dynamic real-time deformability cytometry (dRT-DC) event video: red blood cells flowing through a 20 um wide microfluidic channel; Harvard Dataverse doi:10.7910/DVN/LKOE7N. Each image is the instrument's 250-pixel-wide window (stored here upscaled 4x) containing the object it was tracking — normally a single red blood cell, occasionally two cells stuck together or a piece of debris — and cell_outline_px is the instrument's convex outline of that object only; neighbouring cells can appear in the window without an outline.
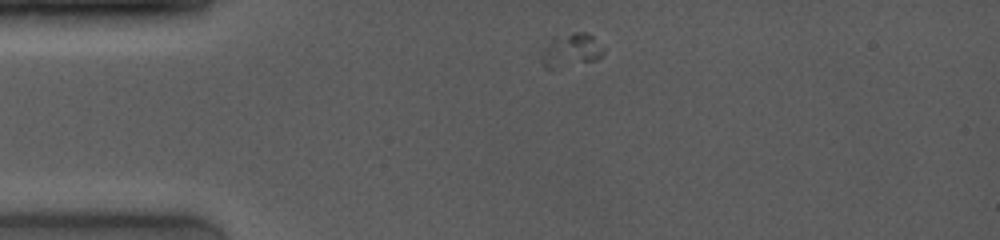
{"species": "common noctule bat (a hibernating species)", "species_latin": "Nyctalus noctula", "temperature_condition": "room temperature", "stored_images_in_passage": 50, "camera_frame_rate_fps": 4000, "um_per_image_px": 0.085, "animal": {"sex": "female", "body_mass_g": 19.0, "forearm_length_mm": 53.3}, "frame": {"image": 1, "passage_image": 1, "time_ms": 0.0, "image_size_px": [1000, 240], "cell_outline_px": [[604, 52], [596, 60], [552, 68], [544, 68], [540, 60], [540, 56], [544, 48], [552, 36], [572, 32], [584, 32], [592, 36], [604, 48]], "centroid_in_image_um": [48.49, 4.25], "position_along_channel_um": 36.5, "area_um2": 12.14}}
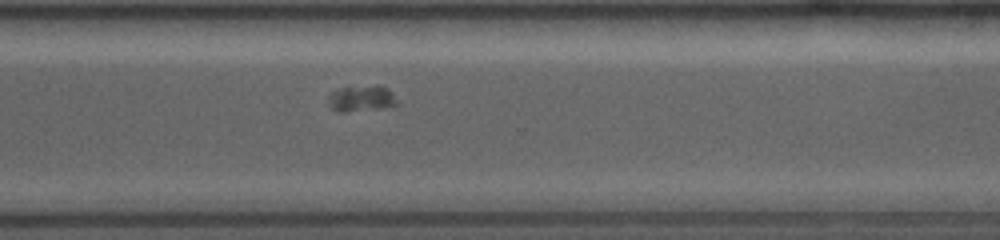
{"frame": {"image": 2, "passage_image": 35, "time_ms": 8.5, "image_size_px": [1000, 240], "cell_outline_px": [[396, 104], [380, 108], [344, 112], [336, 112], [332, 108], [328, 100], [328, 96], [332, 92], [340, 88], [380, 84], [388, 88], [392, 92], [396, 100]], "centroid_in_image_um": [30.71, 8.35], "position_along_channel_um": 339.9, "area_um2": 10.4}}
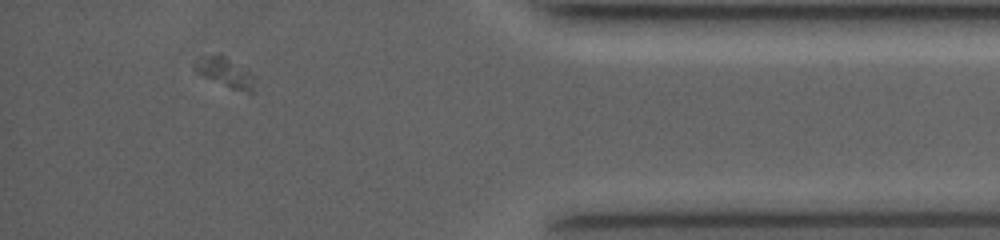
{"frame": {"image": 3, "passage_image": 45, "time_ms": 11.0, "image_size_px": [1000, 240], "cell_outline_px": [[252, 96], [248, 96], [204, 76], [196, 72], [196, 60], [220, 52], [248, 68], [252, 72]], "centroid_in_image_um": [19.24, 6.16], "position_along_channel_um": 416.0, "area_um2": 10.52}}